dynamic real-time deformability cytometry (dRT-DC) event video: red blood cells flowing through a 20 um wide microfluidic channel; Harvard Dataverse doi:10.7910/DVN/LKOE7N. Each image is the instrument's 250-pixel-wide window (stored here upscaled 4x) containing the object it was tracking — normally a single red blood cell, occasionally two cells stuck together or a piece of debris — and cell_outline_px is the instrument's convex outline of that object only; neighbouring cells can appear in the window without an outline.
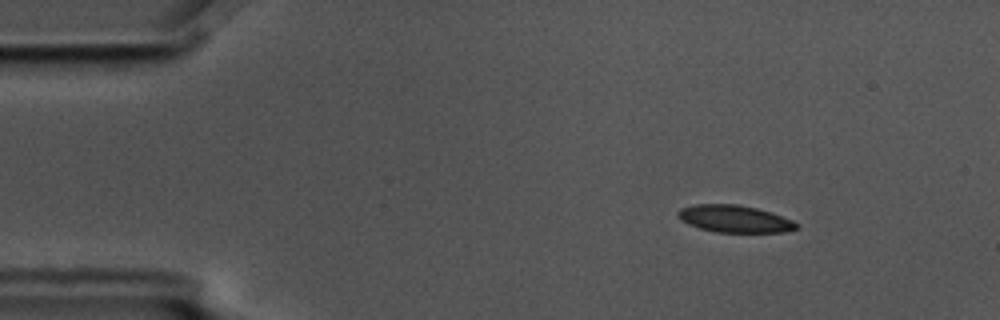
{"species": "common noctule bat (a hibernating species)", "species_latin": "Nyctalus noctula", "temperature_condition": "cold", "stored_images_in_passage": 56, "camera_frame_rate_fps": 3000, "um_per_image_px": 0.085, "animal": {"sex": "male", "body_mass_g": 17.5, "forearm_length_mm": 52.3}, "frame": {"image": 1, "passage_image": 7, "time_ms": 2.0, "image_size_px": [1000, 320], "cell_outline_px": [[800, 228], [784, 232], [716, 232], [700, 228], [688, 224], [680, 220], [676, 216], [676, 212], [680, 208], [696, 204], [736, 204], [756, 208], [772, 212], [792, 220], [800, 224]], "centroid_in_image_um": [62.44, 18.6], "position_along_channel_um": 22.6, "area_um2": 18.96}}
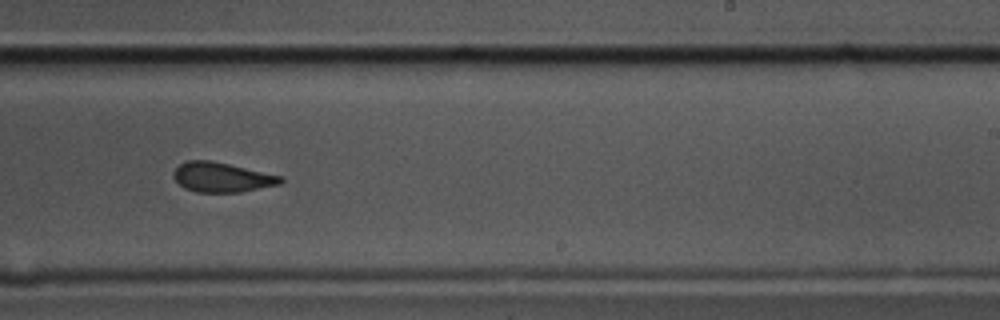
{"frame": {"image": 2, "passage_image": 34, "time_ms": 11.0, "image_size_px": [1000, 320], "cell_outline_px": [[284, 180], [280, 184], [240, 192], [196, 192], [184, 188], [172, 176], [172, 172], [180, 164], [188, 160], [212, 160], [284, 176]], "centroid_in_image_um": [18.87, 15.06], "position_along_channel_um": 270.1, "area_um2": 18.67}}
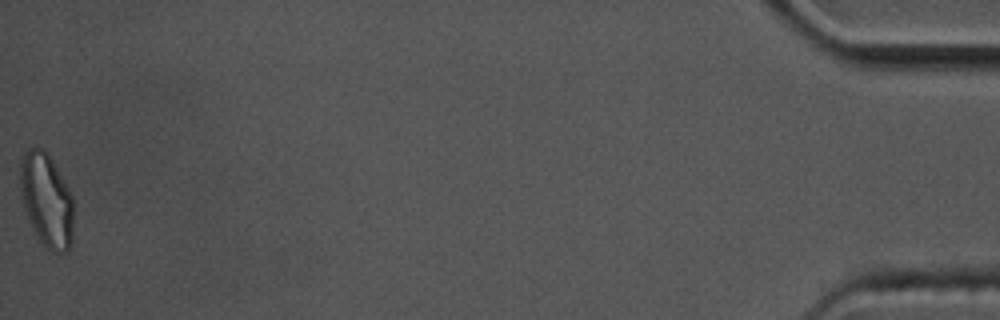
{"frame": {"image": 3, "passage_image": 56, "time_ms": 18.333, "image_size_px": [1000, 320], "cell_outline_px": [[72, 244], [64, 252], [52, 252], [40, 240], [24, 208], [20, 188], [20, 160], [24, 152], [28, 148], [40, 148], [48, 152], [68, 188], [72, 196]], "centroid_in_image_um": [3.95, 16.96], "position_along_channel_um": 431.3, "area_um2": 28.67}, "authors_computed_cell_mechanics": {"area_um2": 19.652, "velocity_mm_per_s": 3.5613, "shape_relaxation_time_tau1_ms": null, "shape_relaxation_time_tau2_ms": 2.2123, "deformation_change_tau1": null, "deformation_change_tau2": 0.0619}}